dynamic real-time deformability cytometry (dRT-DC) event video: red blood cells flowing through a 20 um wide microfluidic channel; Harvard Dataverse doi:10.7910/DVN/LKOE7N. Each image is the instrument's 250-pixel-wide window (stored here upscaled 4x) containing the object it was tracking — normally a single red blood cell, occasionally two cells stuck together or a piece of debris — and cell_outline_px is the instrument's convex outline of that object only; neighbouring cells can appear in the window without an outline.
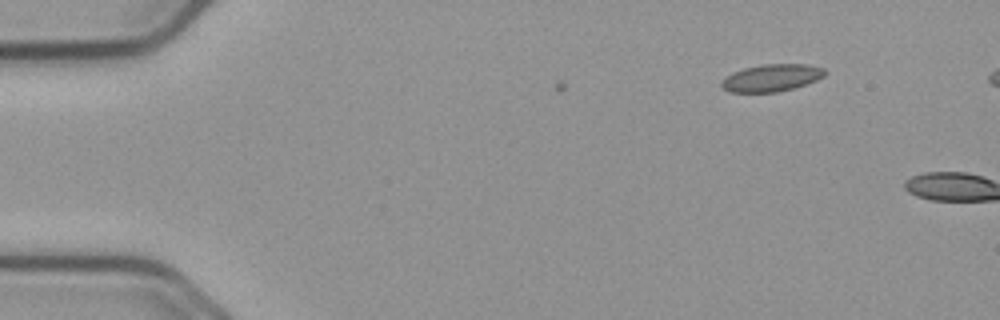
{"species": "common noctule bat (a hibernating species)", "species_latin": "Nyctalus noctula", "temperature_condition": "cold", "stored_images_in_passage": 10, "camera_frame_rate_fps": 3000, "um_per_image_px": 0.085, "animal": {"sex": "male", "body_mass_g": 23.1, "forearm_length_mm": 52.7}, "frame": {"image": 1, "passage_image": 10, "time_ms": 3.0, "image_size_px": [1000, 320], "cell_outline_px": [[828, 72], [824, 76], [816, 80], [792, 88], [776, 92], [728, 92], [720, 84], [732, 72], [744, 68], [764, 64], [808, 64], [824, 68]], "centroid_in_image_um": [65.61, 6.6], "position_along_channel_um": 19.4, "area_um2": 16.24}}